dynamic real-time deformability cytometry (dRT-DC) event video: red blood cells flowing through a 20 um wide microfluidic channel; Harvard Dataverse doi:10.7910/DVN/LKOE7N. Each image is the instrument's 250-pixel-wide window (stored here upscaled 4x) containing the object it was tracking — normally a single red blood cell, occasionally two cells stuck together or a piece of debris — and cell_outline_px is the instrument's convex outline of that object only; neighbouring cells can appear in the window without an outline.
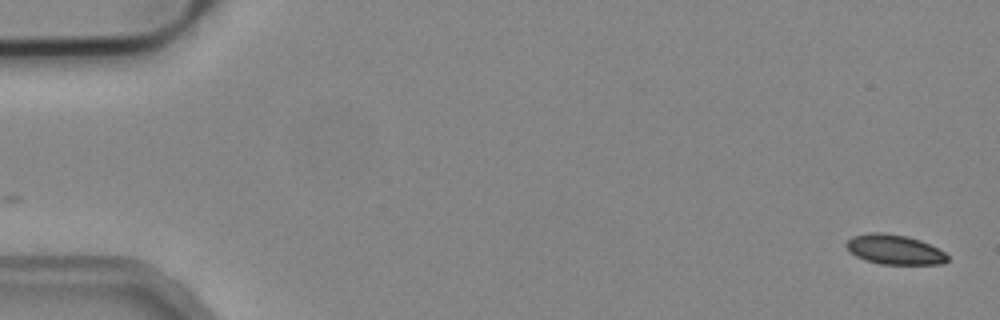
{"species": "common noctule bat (a hibernating species)", "species_latin": "Nyctalus noctula", "temperature_condition": "cold", "stored_images_in_passage": 54, "camera_frame_rate_fps": 3000, "um_per_image_px": 0.085, "animal": {"sex": "male", "body_mass_g": 19.2, "forearm_length_mm": 51.8}, "frame": {"image": 1, "passage_image": 1, "time_ms": 0.0, "image_size_px": [1000, 320], "cell_outline_px": [[948, 260], [944, 264], [880, 264], [864, 260], [856, 256], [844, 244], [852, 236], [872, 232], [884, 232], [908, 236], [920, 240], [944, 252], [948, 256]], "centroid_in_image_um": [76.02, 21.21], "position_along_channel_um": 9.0, "area_um2": 17.51}}
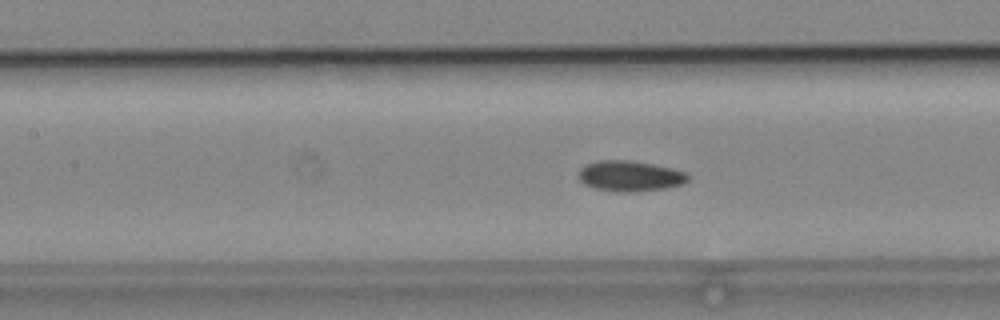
{"frame": {"image": 2, "passage_image": 24, "time_ms": 7.667, "image_size_px": [1000, 320], "cell_outline_px": [[688, 180], [684, 184], [664, 188], [632, 192], [616, 192], [592, 188], [584, 184], [580, 180], [580, 168], [584, 164], [600, 160], [628, 160], [652, 164], [672, 168], [688, 172]], "centroid_in_image_um": [53.54, 14.96], "position_along_channel_um": 153.9, "area_um2": 19.59}}
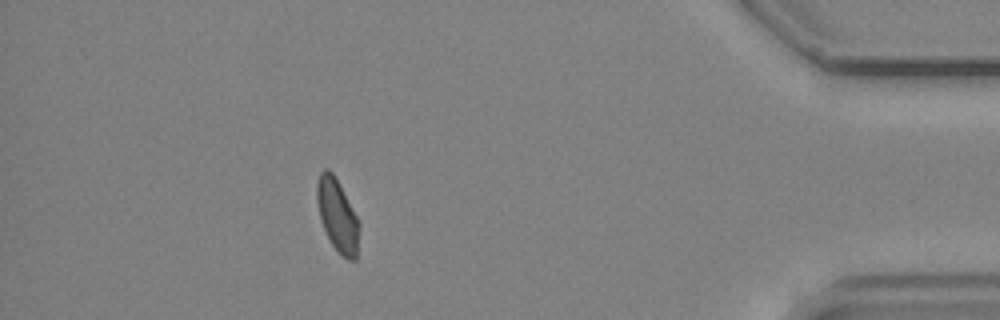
{"frame": {"image": 3, "passage_image": 48, "time_ms": 15.667, "image_size_px": [1000, 320], "cell_outline_px": [[360, 228], [356, 260], [348, 260], [336, 252], [324, 228], [320, 216], [316, 200], [316, 184], [320, 172], [324, 168], [328, 168], [332, 172], [356, 216], [360, 224]], "centroid_in_image_um": [28.67, 18.34], "position_along_channel_um": 406.5, "area_um2": 17.69}, "authors_computed_cell_mechanics": {"area_um2": 18.5249, "velocity_mm_per_s": 3.8051, "shape_relaxation_time_tau1_ms": 7.2979, "shape_relaxation_time_tau2_ms": 3.9138, "deformation_change_tau1": 0.1176, "deformation_change_tau2": 0.0616}}